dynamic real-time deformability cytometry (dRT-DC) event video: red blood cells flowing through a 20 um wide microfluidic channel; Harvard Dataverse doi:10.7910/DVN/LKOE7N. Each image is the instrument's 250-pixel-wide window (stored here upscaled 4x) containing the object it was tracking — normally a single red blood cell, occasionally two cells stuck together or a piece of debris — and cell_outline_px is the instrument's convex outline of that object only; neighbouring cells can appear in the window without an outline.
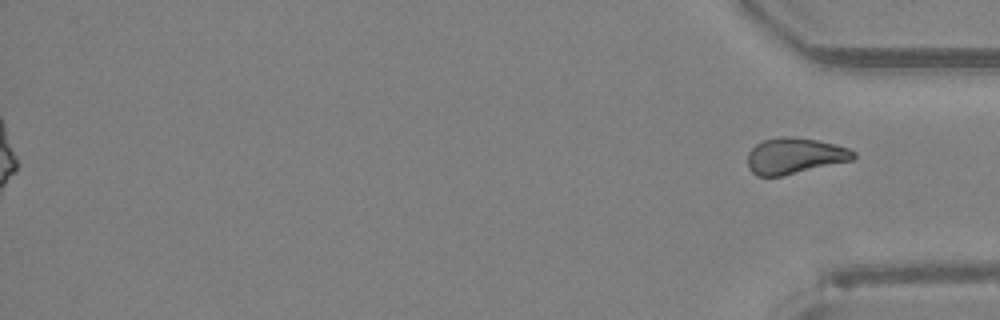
{"species": "Egyptian fruit bat (a non-hibernating species)", "species_latin": "Rousettus aegyptiacus", "temperature_condition": "room temperature", "stored_images_in_passage": 42, "segment_of_instrument_passage": [2, 2], "camera_frame_rate_fps": 3000, "um_per_image_px": 0.085, "animal": {"sex": "female"}, "frame": {"image": 1, "passage_image": 42, "time_ms": 13.667, "image_size_px": [1000, 320], "cell_outline_px": [[856, 156], [852, 160], [780, 176], [756, 176], [748, 168], [748, 152], [756, 144], [764, 140], [780, 136], [792, 136], [816, 140], [848, 148], [856, 152]], "centroid_in_image_um": [67.52, 13.24], "position_along_channel_um": 367.7, "area_um2": 22.02}}